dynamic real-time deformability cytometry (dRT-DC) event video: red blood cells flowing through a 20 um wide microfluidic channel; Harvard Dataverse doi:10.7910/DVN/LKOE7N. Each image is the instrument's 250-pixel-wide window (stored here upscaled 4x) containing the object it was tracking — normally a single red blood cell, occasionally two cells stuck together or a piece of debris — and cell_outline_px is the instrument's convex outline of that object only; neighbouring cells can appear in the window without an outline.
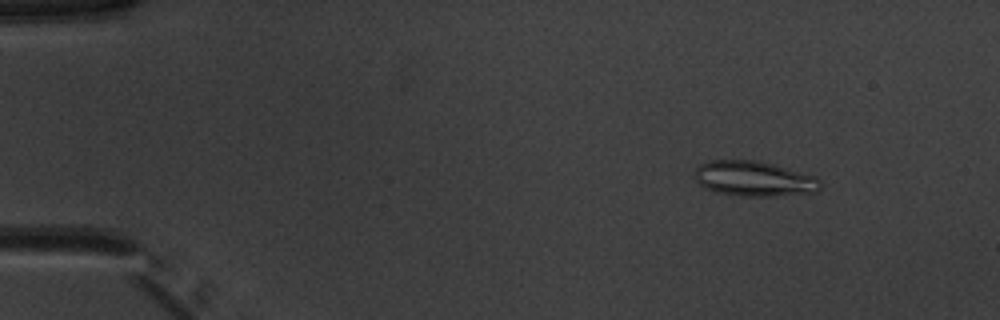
{"species": "common noctule bat (a hibernating species)", "species_latin": "Nyctalus noctula", "temperature_condition": "warm", "stored_images_in_passage": 51, "camera_frame_rate_fps": 3000, "um_per_image_px": 0.085, "animal": {"sex": "male", "body_mass_g": 20.1, "forearm_length_mm": 53.5}, "frame": {"image": 1, "passage_image": 6, "time_ms": 1.667, "image_size_px": [1000, 320], "cell_outline_px": [[820, 188], [816, 192], [776, 196], [740, 196], [716, 192], [700, 184], [696, 180], [696, 168], [700, 164], [712, 160], [756, 160], [772, 164], [816, 176], [820, 180]], "centroid_in_image_um": [64.12, 15.19], "position_along_channel_um": 20.9, "area_um2": 25.55}}
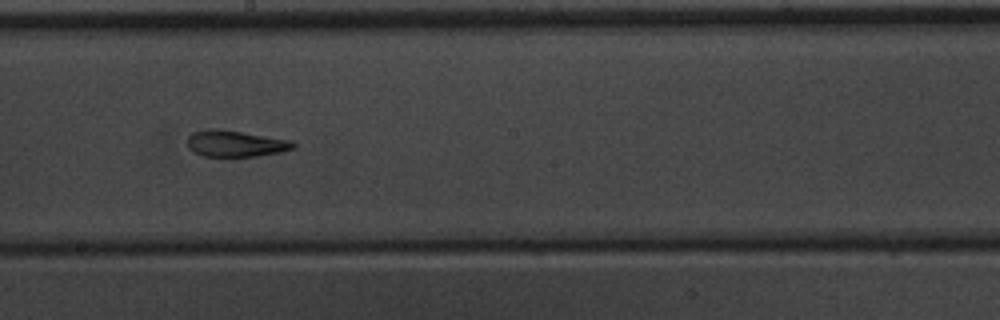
{"frame": {"image": 2, "passage_image": 29, "time_ms": 9.333, "image_size_px": [1000, 320], "cell_outline_px": [[296, 148], [280, 152], [256, 156], [204, 156], [188, 148], [188, 136], [192, 132], [208, 128], [216, 128], [292, 140], [296, 144]], "centroid_in_image_um": [20.03, 12.19], "position_along_channel_um": 228.2, "area_um2": 16.24}}
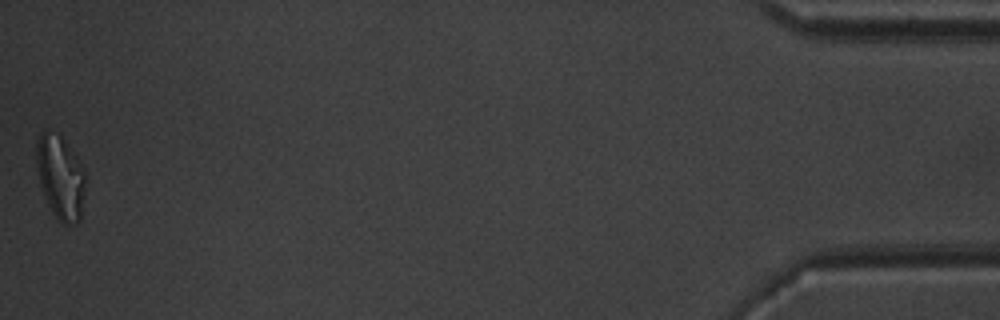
{"frame": {"image": 3, "passage_image": 51, "time_ms": 16.667, "image_size_px": [1000, 320], "cell_outline_px": [[84, 188], [80, 220], [76, 224], [64, 224], [52, 212], [48, 204], [40, 184], [36, 164], [36, 140], [40, 132], [48, 128], [60, 132], [76, 156], [84, 172]], "centroid_in_image_um": [5.1, 14.97], "position_along_channel_um": 430.1, "area_um2": 24.04}, "authors_computed_cell_mechanics": {"area_um2": 18.6694, "velocity_mm_per_s": 3.9553, "shape_relaxation_time_tau1_ms": null, "shape_relaxation_time_tau2_ms": 2.4674, "deformation_change_tau1": null, "deformation_change_tau2": 0.1255}}